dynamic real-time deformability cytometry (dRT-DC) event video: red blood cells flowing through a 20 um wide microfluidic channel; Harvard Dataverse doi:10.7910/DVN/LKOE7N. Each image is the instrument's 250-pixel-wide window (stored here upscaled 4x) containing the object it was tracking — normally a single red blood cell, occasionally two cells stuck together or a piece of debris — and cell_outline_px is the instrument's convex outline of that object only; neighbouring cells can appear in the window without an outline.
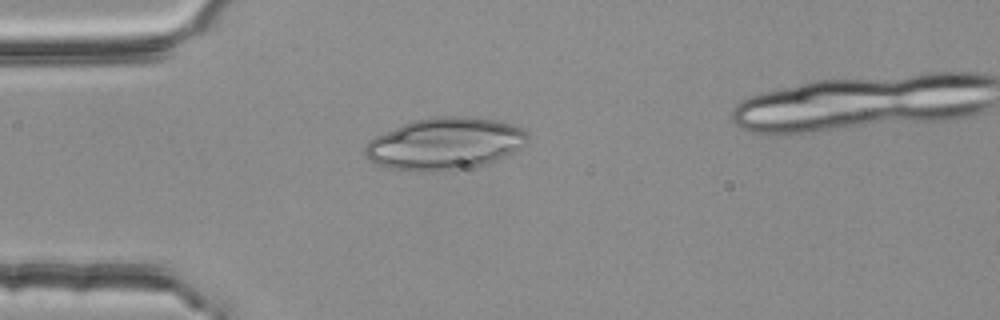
{"species": "common noctule bat (a hibernating species)", "species_latin": "Nyctalus noctula", "temperature_condition": "room temperature", "stored_images_in_passage": 3, "camera_frame_rate_fps": 3000, "um_per_image_px": 0.085, "animal": {"sex": "female", "body_mass_g": 25.1}, "frame": {"image": 1, "passage_image": 2, "time_ms": 0.333, "image_size_px": [1000, 320], "cell_outline_px": [[528, 136], [524, 144], [512, 152], [504, 156], [484, 164], [472, 168], [456, 172], [416, 172], [392, 168], [376, 164], [368, 160], [364, 156], [364, 148], [376, 136], [404, 124], [416, 120], [436, 116], [476, 116], [508, 124], [520, 128], [528, 132]], "centroid_in_image_um": [37.79, 12.25], "position_along_channel_um": 47.2, "area_um2": 49.3}}